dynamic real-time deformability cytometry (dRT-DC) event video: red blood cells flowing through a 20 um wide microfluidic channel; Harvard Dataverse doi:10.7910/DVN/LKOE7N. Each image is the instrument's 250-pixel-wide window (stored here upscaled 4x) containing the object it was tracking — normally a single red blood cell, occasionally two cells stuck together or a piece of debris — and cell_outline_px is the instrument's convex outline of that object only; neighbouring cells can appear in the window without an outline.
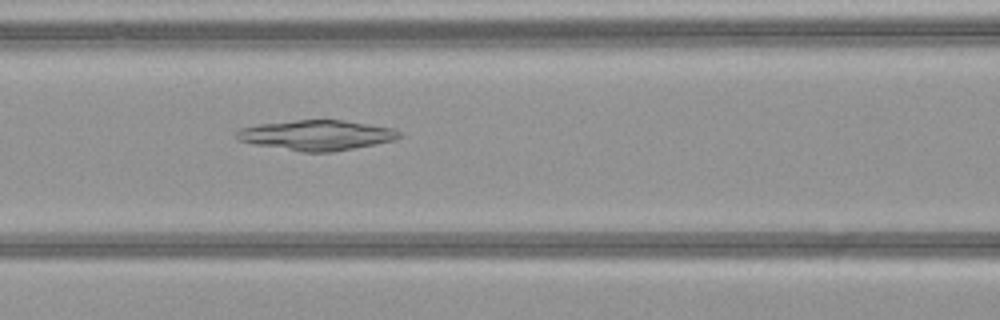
{"species": "common noctule bat (a hibernating species)", "species_latin": "Nyctalus noctula", "temperature_condition": "warm", "stored_images_in_passage": 39, "camera_frame_rate_fps": 3000, "um_per_image_px": 0.085, "animal": {"sex": "female", "body_mass_g": 21.9}, "frame": {"image": 1, "passage_image": 18, "time_ms": 5.667, "image_size_px": [1000, 320], "cell_outline_px": [[404, 136], [396, 140], [376, 144], [332, 152], [300, 152], [256, 144], [236, 140], [236, 132], [240, 128], [260, 124], [296, 120], [344, 120], [396, 128], [404, 132]], "centroid_in_image_um": [27.0, 11.49], "position_along_channel_um": 139.6, "area_um2": 28.84}}
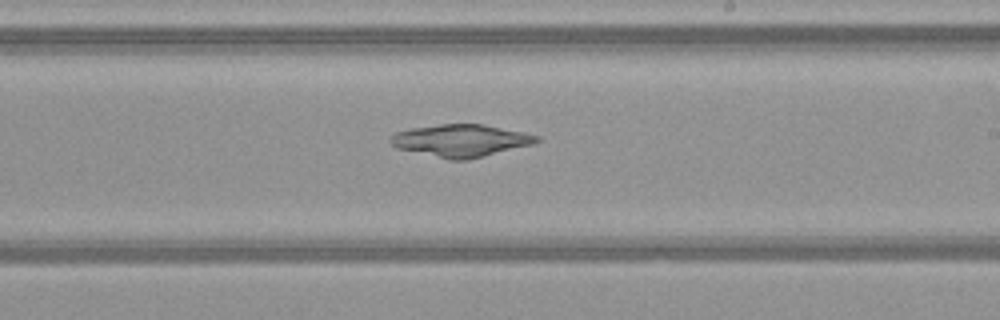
{"frame": {"image": 2, "passage_image": 26, "time_ms": 8.333, "image_size_px": [1000, 320], "cell_outline_px": [[540, 140], [532, 144], [468, 160], [448, 160], [396, 148], [388, 140], [396, 132], [412, 128], [440, 124], [480, 124], [524, 132], [540, 136]], "centroid_in_image_um": [39.15, 11.95], "position_along_channel_um": 249.9, "area_um2": 27.4}}
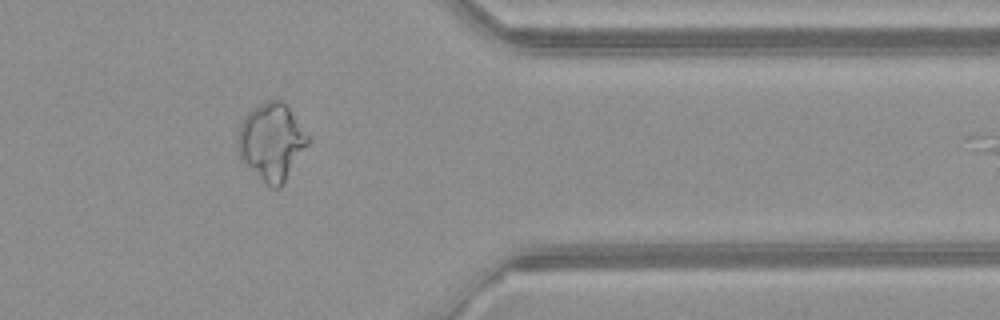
{"frame": {"image": 3, "passage_image": 37, "time_ms": 12.0, "image_size_px": [1000, 320], "cell_outline_px": [[312, 140], [284, 184], [280, 188], [272, 188], [248, 168], [240, 160], [236, 148], [236, 140], [240, 124], [244, 116], [252, 108], [268, 100], [280, 100], [288, 108]], "centroid_in_image_um": [23.07, 12.08], "position_along_channel_um": 388.3, "area_um2": 31.85}}